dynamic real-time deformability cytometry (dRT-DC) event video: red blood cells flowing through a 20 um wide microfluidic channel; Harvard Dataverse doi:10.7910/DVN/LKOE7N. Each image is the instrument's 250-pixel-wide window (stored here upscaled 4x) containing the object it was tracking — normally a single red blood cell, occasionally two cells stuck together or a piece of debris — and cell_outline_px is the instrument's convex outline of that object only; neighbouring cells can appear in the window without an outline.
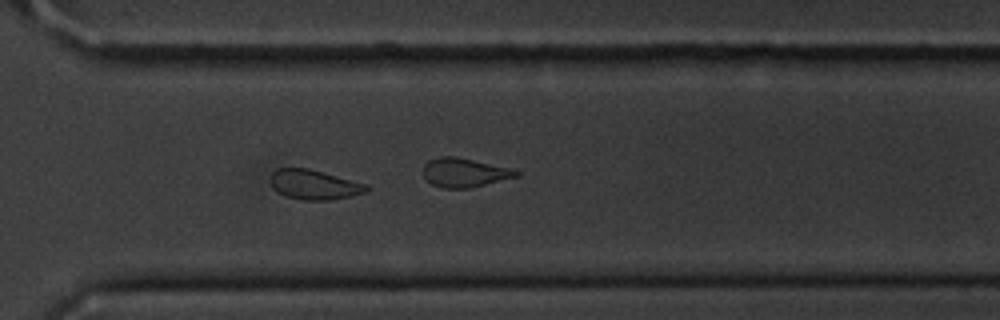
{"species": "common noctule bat (a hibernating species)", "species_latin": "Nyctalus noctula", "temperature_condition": "cold", "stored_images_in_passage": 49, "camera_frame_rate_fps": 3000, "um_per_image_px": 0.085, "animal": {"sex": "male", "body_mass_g": 20.1, "forearm_length_mm": 53.5}, "frame": {"image": 1, "passage_image": 34, "time_ms": 11.0, "image_size_px": [1000, 320], "cell_outline_px": [[368, 192], [332, 200], [304, 200], [288, 196], [280, 192], [272, 184], [272, 172], [276, 168], [308, 168], [368, 184]], "centroid_in_image_um": [26.77, 15.69], "position_along_channel_um": 343.8, "area_um2": 16.36}}
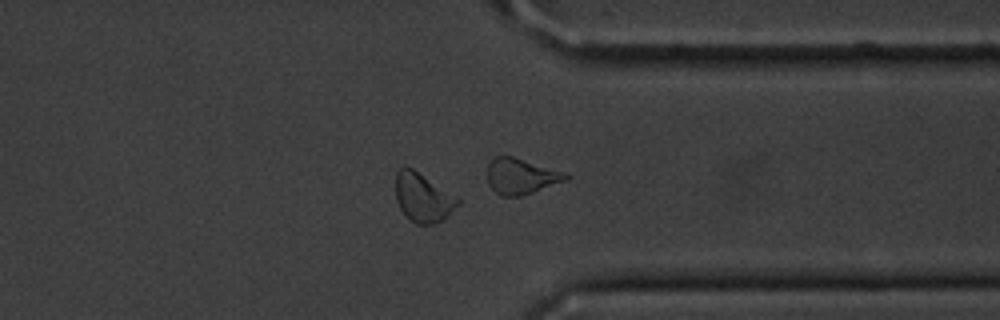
{"frame": {"image": 2, "passage_image": 37, "time_ms": 12.0, "image_size_px": [1000, 320], "cell_outline_px": [[460, 204], [440, 220], [432, 224], [416, 224], [400, 208], [396, 200], [396, 172], [404, 164], [412, 168], [460, 196]], "centroid_in_image_um": [35.98, 16.74], "position_along_channel_um": 375.4, "area_um2": 17.8}, "authors_computed_cell_mechanics": {"area_um2": 17.7446, "velocity_mm_per_s": 3.6263, "shape_relaxation_time_tau1_ms": 2.0996, "shape_relaxation_time_tau2_ms": 2.2244, "deformation_change_tau1": 0.0767, "deformation_change_tau2": 0.0745}}